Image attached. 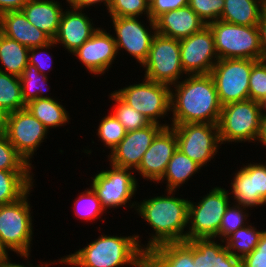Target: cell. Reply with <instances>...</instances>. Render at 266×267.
<instances>
[{
  "instance_id": "cell-1",
  "label": "cell",
  "mask_w": 266,
  "mask_h": 267,
  "mask_svg": "<svg viewBox=\"0 0 266 267\" xmlns=\"http://www.w3.org/2000/svg\"><path fill=\"white\" fill-rule=\"evenodd\" d=\"M170 103L173 114L170 125L218 124L222 105L210 74L186 75L172 85Z\"/></svg>"
},
{
  "instance_id": "cell-2",
  "label": "cell",
  "mask_w": 266,
  "mask_h": 267,
  "mask_svg": "<svg viewBox=\"0 0 266 267\" xmlns=\"http://www.w3.org/2000/svg\"><path fill=\"white\" fill-rule=\"evenodd\" d=\"M139 237L102 234L57 263L70 267H146L145 245Z\"/></svg>"
},
{
  "instance_id": "cell-3",
  "label": "cell",
  "mask_w": 266,
  "mask_h": 267,
  "mask_svg": "<svg viewBox=\"0 0 266 267\" xmlns=\"http://www.w3.org/2000/svg\"><path fill=\"white\" fill-rule=\"evenodd\" d=\"M166 192V195L136 201L135 211L153 230L145 244V253L165 243L186 241L184 229L188 227L189 200L174 196L176 191Z\"/></svg>"
},
{
  "instance_id": "cell-4",
  "label": "cell",
  "mask_w": 266,
  "mask_h": 267,
  "mask_svg": "<svg viewBox=\"0 0 266 267\" xmlns=\"http://www.w3.org/2000/svg\"><path fill=\"white\" fill-rule=\"evenodd\" d=\"M263 113L261 103L251 99L223 105L217 124L221 144L256 143Z\"/></svg>"
},
{
  "instance_id": "cell-5",
  "label": "cell",
  "mask_w": 266,
  "mask_h": 267,
  "mask_svg": "<svg viewBox=\"0 0 266 267\" xmlns=\"http://www.w3.org/2000/svg\"><path fill=\"white\" fill-rule=\"evenodd\" d=\"M29 190L18 201L0 206V237L9 251L29 260L33 236V213L28 197Z\"/></svg>"
},
{
  "instance_id": "cell-6",
  "label": "cell",
  "mask_w": 266,
  "mask_h": 267,
  "mask_svg": "<svg viewBox=\"0 0 266 267\" xmlns=\"http://www.w3.org/2000/svg\"><path fill=\"white\" fill-rule=\"evenodd\" d=\"M219 59L262 60L258 26H243L217 20L208 24Z\"/></svg>"
},
{
  "instance_id": "cell-7",
  "label": "cell",
  "mask_w": 266,
  "mask_h": 267,
  "mask_svg": "<svg viewBox=\"0 0 266 267\" xmlns=\"http://www.w3.org/2000/svg\"><path fill=\"white\" fill-rule=\"evenodd\" d=\"M229 191L225 188L212 187L200 201L189 200L188 204V228L186 240L196 238H217L219 239V228L222 217L229 206Z\"/></svg>"
},
{
  "instance_id": "cell-8",
  "label": "cell",
  "mask_w": 266,
  "mask_h": 267,
  "mask_svg": "<svg viewBox=\"0 0 266 267\" xmlns=\"http://www.w3.org/2000/svg\"><path fill=\"white\" fill-rule=\"evenodd\" d=\"M114 92L128 105L143 114L150 123L169 127L161 118L171 113V87L143 78L141 83L126 85ZM169 112V113H168Z\"/></svg>"
},
{
  "instance_id": "cell-9",
  "label": "cell",
  "mask_w": 266,
  "mask_h": 267,
  "mask_svg": "<svg viewBox=\"0 0 266 267\" xmlns=\"http://www.w3.org/2000/svg\"><path fill=\"white\" fill-rule=\"evenodd\" d=\"M110 165V170L98 171L91 179V186L96 192L102 207L107 210L113 208L136 207V202L132 197L137 192L138 181L135 177L134 170L119 168ZM112 167V168H111ZM132 201V203H131ZM128 203V204H127Z\"/></svg>"
},
{
  "instance_id": "cell-10",
  "label": "cell",
  "mask_w": 266,
  "mask_h": 267,
  "mask_svg": "<svg viewBox=\"0 0 266 267\" xmlns=\"http://www.w3.org/2000/svg\"><path fill=\"white\" fill-rule=\"evenodd\" d=\"M142 67L145 70L146 79L170 87L177 84L187 75L181 65L179 40L156 34L152 40L148 58Z\"/></svg>"
},
{
  "instance_id": "cell-11",
  "label": "cell",
  "mask_w": 266,
  "mask_h": 267,
  "mask_svg": "<svg viewBox=\"0 0 266 267\" xmlns=\"http://www.w3.org/2000/svg\"><path fill=\"white\" fill-rule=\"evenodd\" d=\"M252 59H219L210 72L221 105L249 99Z\"/></svg>"
},
{
  "instance_id": "cell-12",
  "label": "cell",
  "mask_w": 266,
  "mask_h": 267,
  "mask_svg": "<svg viewBox=\"0 0 266 267\" xmlns=\"http://www.w3.org/2000/svg\"><path fill=\"white\" fill-rule=\"evenodd\" d=\"M177 137V148L201 167L213 160L221 148L218 125L185 123L170 125Z\"/></svg>"
},
{
  "instance_id": "cell-13",
  "label": "cell",
  "mask_w": 266,
  "mask_h": 267,
  "mask_svg": "<svg viewBox=\"0 0 266 267\" xmlns=\"http://www.w3.org/2000/svg\"><path fill=\"white\" fill-rule=\"evenodd\" d=\"M49 132L27 108L14 111L7 116L6 137L32 167L31 159Z\"/></svg>"
},
{
  "instance_id": "cell-14",
  "label": "cell",
  "mask_w": 266,
  "mask_h": 267,
  "mask_svg": "<svg viewBox=\"0 0 266 267\" xmlns=\"http://www.w3.org/2000/svg\"><path fill=\"white\" fill-rule=\"evenodd\" d=\"M113 23L114 40L118 54L120 50H125L136 63L142 64L147 60L151 43L156 33L155 21L146 18L149 26L139 21L140 17H110ZM116 34V36H115Z\"/></svg>"
},
{
  "instance_id": "cell-15",
  "label": "cell",
  "mask_w": 266,
  "mask_h": 267,
  "mask_svg": "<svg viewBox=\"0 0 266 267\" xmlns=\"http://www.w3.org/2000/svg\"><path fill=\"white\" fill-rule=\"evenodd\" d=\"M181 65L187 75L210 74L219 60L214 36L208 25L179 40Z\"/></svg>"
},
{
  "instance_id": "cell-16",
  "label": "cell",
  "mask_w": 266,
  "mask_h": 267,
  "mask_svg": "<svg viewBox=\"0 0 266 267\" xmlns=\"http://www.w3.org/2000/svg\"><path fill=\"white\" fill-rule=\"evenodd\" d=\"M247 164L234 173L229 195L236 205L258 208L266 205V161Z\"/></svg>"
},
{
  "instance_id": "cell-17",
  "label": "cell",
  "mask_w": 266,
  "mask_h": 267,
  "mask_svg": "<svg viewBox=\"0 0 266 267\" xmlns=\"http://www.w3.org/2000/svg\"><path fill=\"white\" fill-rule=\"evenodd\" d=\"M163 128L159 124L150 123L144 128L126 132L121 142L109 153V164L135 171L144 153Z\"/></svg>"
},
{
  "instance_id": "cell-18",
  "label": "cell",
  "mask_w": 266,
  "mask_h": 267,
  "mask_svg": "<svg viewBox=\"0 0 266 267\" xmlns=\"http://www.w3.org/2000/svg\"><path fill=\"white\" fill-rule=\"evenodd\" d=\"M72 55L79 59L89 73L101 76L111 68L118 51L113 34L100 26Z\"/></svg>"
},
{
  "instance_id": "cell-19",
  "label": "cell",
  "mask_w": 266,
  "mask_h": 267,
  "mask_svg": "<svg viewBox=\"0 0 266 267\" xmlns=\"http://www.w3.org/2000/svg\"><path fill=\"white\" fill-rule=\"evenodd\" d=\"M176 149L177 137L174 129L171 126L164 127L144 153L135 173L137 172L145 180L157 184L164 175Z\"/></svg>"
},
{
  "instance_id": "cell-20",
  "label": "cell",
  "mask_w": 266,
  "mask_h": 267,
  "mask_svg": "<svg viewBox=\"0 0 266 267\" xmlns=\"http://www.w3.org/2000/svg\"><path fill=\"white\" fill-rule=\"evenodd\" d=\"M63 11L59 29L53 39L56 45H62L70 54L78 49L96 32L99 27H94L93 20L82 13V9L71 8Z\"/></svg>"
},
{
  "instance_id": "cell-21",
  "label": "cell",
  "mask_w": 266,
  "mask_h": 267,
  "mask_svg": "<svg viewBox=\"0 0 266 267\" xmlns=\"http://www.w3.org/2000/svg\"><path fill=\"white\" fill-rule=\"evenodd\" d=\"M154 21L157 34L178 40L189 37L206 26L188 5L165 12Z\"/></svg>"
},
{
  "instance_id": "cell-22",
  "label": "cell",
  "mask_w": 266,
  "mask_h": 267,
  "mask_svg": "<svg viewBox=\"0 0 266 267\" xmlns=\"http://www.w3.org/2000/svg\"><path fill=\"white\" fill-rule=\"evenodd\" d=\"M0 32L29 49L44 46L52 41L45 32L36 28L27 20L22 10L1 14Z\"/></svg>"
},
{
  "instance_id": "cell-23",
  "label": "cell",
  "mask_w": 266,
  "mask_h": 267,
  "mask_svg": "<svg viewBox=\"0 0 266 267\" xmlns=\"http://www.w3.org/2000/svg\"><path fill=\"white\" fill-rule=\"evenodd\" d=\"M216 238H196L193 244V263L195 267H241L240 258L232 255L224 241Z\"/></svg>"
},
{
  "instance_id": "cell-24",
  "label": "cell",
  "mask_w": 266,
  "mask_h": 267,
  "mask_svg": "<svg viewBox=\"0 0 266 267\" xmlns=\"http://www.w3.org/2000/svg\"><path fill=\"white\" fill-rule=\"evenodd\" d=\"M63 10L57 0H29L22 8L27 20L52 40L57 35Z\"/></svg>"
},
{
  "instance_id": "cell-25",
  "label": "cell",
  "mask_w": 266,
  "mask_h": 267,
  "mask_svg": "<svg viewBox=\"0 0 266 267\" xmlns=\"http://www.w3.org/2000/svg\"><path fill=\"white\" fill-rule=\"evenodd\" d=\"M146 267H195L193 244L186 240L159 245L146 253Z\"/></svg>"
},
{
  "instance_id": "cell-26",
  "label": "cell",
  "mask_w": 266,
  "mask_h": 267,
  "mask_svg": "<svg viewBox=\"0 0 266 267\" xmlns=\"http://www.w3.org/2000/svg\"><path fill=\"white\" fill-rule=\"evenodd\" d=\"M266 0H225L221 21L236 25L258 26Z\"/></svg>"
},
{
  "instance_id": "cell-27",
  "label": "cell",
  "mask_w": 266,
  "mask_h": 267,
  "mask_svg": "<svg viewBox=\"0 0 266 267\" xmlns=\"http://www.w3.org/2000/svg\"><path fill=\"white\" fill-rule=\"evenodd\" d=\"M200 169L202 167L198 163L177 148L167 165L164 175L157 183H163L165 180L167 185L165 191H177L176 189L183 186L185 182L187 183L189 178L199 173Z\"/></svg>"
},
{
  "instance_id": "cell-28",
  "label": "cell",
  "mask_w": 266,
  "mask_h": 267,
  "mask_svg": "<svg viewBox=\"0 0 266 267\" xmlns=\"http://www.w3.org/2000/svg\"><path fill=\"white\" fill-rule=\"evenodd\" d=\"M32 171L0 169V206L18 201L34 186Z\"/></svg>"
},
{
  "instance_id": "cell-29",
  "label": "cell",
  "mask_w": 266,
  "mask_h": 267,
  "mask_svg": "<svg viewBox=\"0 0 266 267\" xmlns=\"http://www.w3.org/2000/svg\"><path fill=\"white\" fill-rule=\"evenodd\" d=\"M55 98H38L26 104V108L36 117L48 130L69 123L70 114L66 108Z\"/></svg>"
},
{
  "instance_id": "cell-30",
  "label": "cell",
  "mask_w": 266,
  "mask_h": 267,
  "mask_svg": "<svg viewBox=\"0 0 266 267\" xmlns=\"http://www.w3.org/2000/svg\"><path fill=\"white\" fill-rule=\"evenodd\" d=\"M28 57L29 48L0 32V71L20 77Z\"/></svg>"
},
{
  "instance_id": "cell-31",
  "label": "cell",
  "mask_w": 266,
  "mask_h": 267,
  "mask_svg": "<svg viewBox=\"0 0 266 267\" xmlns=\"http://www.w3.org/2000/svg\"><path fill=\"white\" fill-rule=\"evenodd\" d=\"M25 108L20 78L0 71V109L9 114Z\"/></svg>"
},
{
  "instance_id": "cell-32",
  "label": "cell",
  "mask_w": 266,
  "mask_h": 267,
  "mask_svg": "<svg viewBox=\"0 0 266 267\" xmlns=\"http://www.w3.org/2000/svg\"><path fill=\"white\" fill-rule=\"evenodd\" d=\"M263 231L257 230L250 223L229 235L224 244L232 255L241 259L257 247Z\"/></svg>"
},
{
  "instance_id": "cell-33",
  "label": "cell",
  "mask_w": 266,
  "mask_h": 267,
  "mask_svg": "<svg viewBox=\"0 0 266 267\" xmlns=\"http://www.w3.org/2000/svg\"><path fill=\"white\" fill-rule=\"evenodd\" d=\"M48 76L41 74L35 65L28 63L19 77L22 89V98L25 104L38 98H48L45 85L48 86ZM46 93V94H45Z\"/></svg>"
},
{
  "instance_id": "cell-34",
  "label": "cell",
  "mask_w": 266,
  "mask_h": 267,
  "mask_svg": "<svg viewBox=\"0 0 266 267\" xmlns=\"http://www.w3.org/2000/svg\"><path fill=\"white\" fill-rule=\"evenodd\" d=\"M109 98L115 101L112 113L121 122L126 132L141 129L150 124L149 120L130 105L125 103L114 91Z\"/></svg>"
},
{
  "instance_id": "cell-35",
  "label": "cell",
  "mask_w": 266,
  "mask_h": 267,
  "mask_svg": "<svg viewBox=\"0 0 266 267\" xmlns=\"http://www.w3.org/2000/svg\"><path fill=\"white\" fill-rule=\"evenodd\" d=\"M73 208L74 215L81 220H86V222L91 220L94 222L97 218L101 219L104 213H107L92 187L87 188L79 194V197L75 198Z\"/></svg>"
},
{
  "instance_id": "cell-36",
  "label": "cell",
  "mask_w": 266,
  "mask_h": 267,
  "mask_svg": "<svg viewBox=\"0 0 266 267\" xmlns=\"http://www.w3.org/2000/svg\"><path fill=\"white\" fill-rule=\"evenodd\" d=\"M100 121L97 136L111 152L125 137L126 130L112 112Z\"/></svg>"
},
{
  "instance_id": "cell-37",
  "label": "cell",
  "mask_w": 266,
  "mask_h": 267,
  "mask_svg": "<svg viewBox=\"0 0 266 267\" xmlns=\"http://www.w3.org/2000/svg\"><path fill=\"white\" fill-rule=\"evenodd\" d=\"M246 211L247 209L245 207L236 205L232 202L229 204L221 220L219 228V240L224 241L229 235L233 234L239 228L250 224L247 220L249 213Z\"/></svg>"
},
{
  "instance_id": "cell-38",
  "label": "cell",
  "mask_w": 266,
  "mask_h": 267,
  "mask_svg": "<svg viewBox=\"0 0 266 267\" xmlns=\"http://www.w3.org/2000/svg\"><path fill=\"white\" fill-rule=\"evenodd\" d=\"M0 169L5 171H32L25 159L16 151L5 136H0Z\"/></svg>"
},
{
  "instance_id": "cell-39",
  "label": "cell",
  "mask_w": 266,
  "mask_h": 267,
  "mask_svg": "<svg viewBox=\"0 0 266 267\" xmlns=\"http://www.w3.org/2000/svg\"><path fill=\"white\" fill-rule=\"evenodd\" d=\"M110 17H142L150 18L149 5L145 0H111L108 8Z\"/></svg>"
},
{
  "instance_id": "cell-40",
  "label": "cell",
  "mask_w": 266,
  "mask_h": 267,
  "mask_svg": "<svg viewBox=\"0 0 266 267\" xmlns=\"http://www.w3.org/2000/svg\"><path fill=\"white\" fill-rule=\"evenodd\" d=\"M225 0H188V6L208 25L220 20Z\"/></svg>"
},
{
  "instance_id": "cell-41",
  "label": "cell",
  "mask_w": 266,
  "mask_h": 267,
  "mask_svg": "<svg viewBox=\"0 0 266 267\" xmlns=\"http://www.w3.org/2000/svg\"><path fill=\"white\" fill-rule=\"evenodd\" d=\"M266 98V61H257L249 77V99L262 103Z\"/></svg>"
},
{
  "instance_id": "cell-42",
  "label": "cell",
  "mask_w": 266,
  "mask_h": 267,
  "mask_svg": "<svg viewBox=\"0 0 266 267\" xmlns=\"http://www.w3.org/2000/svg\"><path fill=\"white\" fill-rule=\"evenodd\" d=\"M52 46L53 48L57 46L53 40L44 46H39L29 49L28 62L32 65H35L38 71L46 76L49 75L48 74L49 70L52 71L50 68L52 67L51 65L53 64L52 61L53 57L51 56L52 54L47 52V49L50 50ZM48 58L50 60H48Z\"/></svg>"
},
{
  "instance_id": "cell-43",
  "label": "cell",
  "mask_w": 266,
  "mask_h": 267,
  "mask_svg": "<svg viewBox=\"0 0 266 267\" xmlns=\"http://www.w3.org/2000/svg\"><path fill=\"white\" fill-rule=\"evenodd\" d=\"M240 260L241 267H266V230L263 231L257 247Z\"/></svg>"
},
{
  "instance_id": "cell-44",
  "label": "cell",
  "mask_w": 266,
  "mask_h": 267,
  "mask_svg": "<svg viewBox=\"0 0 266 267\" xmlns=\"http://www.w3.org/2000/svg\"><path fill=\"white\" fill-rule=\"evenodd\" d=\"M187 5L188 0H155L149 6L150 19L155 20L165 12L177 10Z\"/></svg>"
},
{
  "instance_id": "cell-45",
  "label": "cell",
  "mask_w": 266,
  "mask_h": 267,
  "mask_svg": "<svg viewBox=\"0 0 266 267\" xmlns=\"http://www.w3.org/2000/svg\"><path fill=\"white\" fill-rule=\"evenodd\" d=\"M68 6L75 9H85L89 7H94L95 5L99 4V6L103 3L108 10L111 0H66Z\"/></svg>"
},
{
  "instance_id": "cell-46",
  "label": "cell",
  "mask_w": 266,
  "mask_h": 267,
  "mask_svg": "<svg viewBox=\"0 0 266 267\" xmlns=\"http://www.w3.org/2000/svg\"><path fill=\"white\" fill-rule=\"evenodd\" d=\"M29 0H0V15L9 11H20Z\"/></svg>"
},
{
  "instance_id": "cell-47",
  "label": "cell",
  "mask_w": 266,
  "mask_h": 267,
  "mask_svg": "<svg viewBox=\"0 0 266 267\" xmlns=\"http://www.w3.org/2000/svg\"><path fill=\"white\" fill-rule=\"evenodd\" d=\"M258 28L260 32V46L262 51V60L266 61V8L262 11Z\"/></svg>"
},
{
  "instance_id": "cell-48",
  "label": "cell",
  "mask_w": 266,
  "mask_h": 267,
  "mask_svg": "<svg viewBox=\"0 0 266 267\" xmlns=\"http://www.w3.org/2000/svg\"><path fill=\"white\" fill-rule=\"evenodd\" d=\"M11 257H6V258H3L2 260H0V267H49L50 264H56L55 260L54 262H40L41 265H37V266H33V264H30L28 261L26 262V264H20V263H16V262H12L11 260ZM11 261V262H10ZM29 263V264H28Z\"/></svg>"
},
{
  "instance_id": "cell-49",
  "label": "cell",
  "mask_w": 266,
  "mask_h": 267,
  "mask_svg": "<svg viewBox=\"0 0 266 267\" xmlns=\"http://www.w3.org/2000/svg\"><path fill=\"white\" fill-rule=\"evenodd\" d=\"M258 141V142H257ZM257 143H262V146H265L266 148V113H263L260 127H259V133L256 139Z\"/></svg>"
},
{
  "instance_id": "cell-50",
  "label": "cell",
  "mask_w": 266,
  "mask_h": 267,
  "mask_svg": "<svg viewBox=\"0 0 266 267\" xmlns=\"http://www.w3.org/2000/svg\"><path fill=\"white\" fill-rule=\"evenodd\" d=\"M7 116L8 114L2 109H0V136L6 135Z\"/></svg>"
},
{
  "instance_id": "cell-51",
  "label": "cell",
  "mask_w": 266,
  "mask_h": 267,
  "mask_svg": "<svg viewBox=\"0 0 266 267\" xmlns=\"http://www.w3.org/2000/svg\"><path fill=\"white\" fill-rule=\"evenodd\" d=\"M9 250L6 248V246L3 244L1 237H0V260L3 258H6L9 256L8 254Z\"/></svg>"
},
{
  "instance_id": "cell-52",
  "label": "cell",
  "mask_w": 266,
  "mask_h": 267,
  "mask_svg": "<svg viewBox=\"0 0 266 267\" xmlns=\"http://www.w3.org/2000/svg\"><path fill=\"white\" fill-rule=\"evenodd\" d=\"M261 106L263 108V111L266 113V98L265 100L261 103Z\"/></svg>"
},
{
  "instance_id": "cell-53",
  "label": "cell",
  "mask_w": 266,
  "mask_h": 267,
  "mask_svg": "<svg viewBox=\"0 0 266 267\" xmlns=\"http://www.w3.org/2000/svg\"><path fill=\"white\" fill-rule=\"evenodd\" d=\"M145 1L150 6L155 0H145Z\"/></svg>"
}]
</instances>
